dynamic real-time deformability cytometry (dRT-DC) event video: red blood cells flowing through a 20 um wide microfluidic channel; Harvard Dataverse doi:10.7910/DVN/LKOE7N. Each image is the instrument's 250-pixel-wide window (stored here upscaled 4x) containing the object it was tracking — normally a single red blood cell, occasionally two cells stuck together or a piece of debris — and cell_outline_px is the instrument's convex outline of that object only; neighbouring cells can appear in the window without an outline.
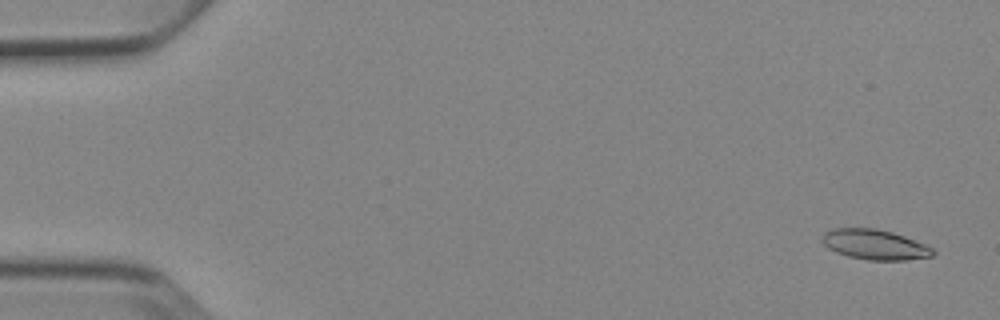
{"species": "Egyptian fruit bat (a non-hibernating species)", "species_latin": "Rousettus aegyptiacus", "temperature_condition": "cold", "stored_images_in_passage": 6, "camera_frame_rate_fps": 3000, "um_per_image_px": 0.085, "animal": {"sex": "female"}, "frame": {"image": 1, "passage_image": 1, "time_ms": 0.0, "image_size_px": [1000, 320], "cell_outline_px": [[936, 252], [932, 256], [908, 260], [868, 260], [848, 256], [836, 252], [828, 248], [820, 240], [824, 232], [832, 228], [876, 228], [892, 232], [904, 236], [924, 244], [932, 248]], "centroid_in_image_um": [74.33, 20.78], "position_along_channel_um": 10.7, "area_um2": 19.48}}
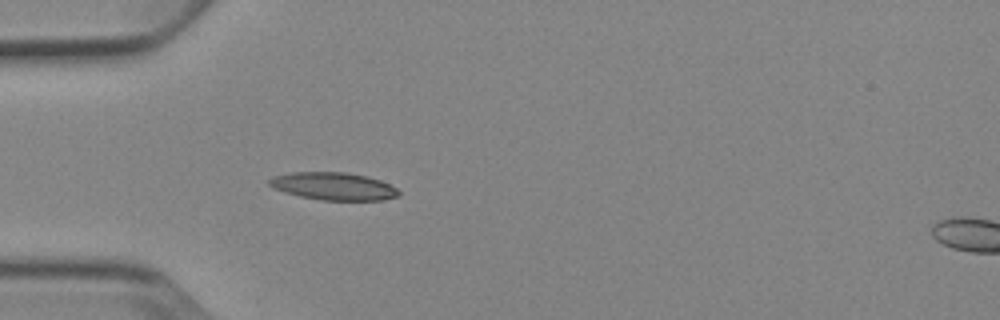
{"frame": {"image": 2, "passage_image": 5, "time_ms": 4.667, "image_size_px": [1000, 320], "cell_outline_px": [[400, 196], [384, 200], [320, 200], [300, 196], [284, 192], [272, 188], [268, 184], [268, 180], [272, 176], [292, 172], [344, 172], [368, 176], [380, 180], [396, 188], [400, 192]], "centroid_in_image_um": [28.33, 15.83], "position_along_channel_um": 56.7, "area_um2": 20.98}}